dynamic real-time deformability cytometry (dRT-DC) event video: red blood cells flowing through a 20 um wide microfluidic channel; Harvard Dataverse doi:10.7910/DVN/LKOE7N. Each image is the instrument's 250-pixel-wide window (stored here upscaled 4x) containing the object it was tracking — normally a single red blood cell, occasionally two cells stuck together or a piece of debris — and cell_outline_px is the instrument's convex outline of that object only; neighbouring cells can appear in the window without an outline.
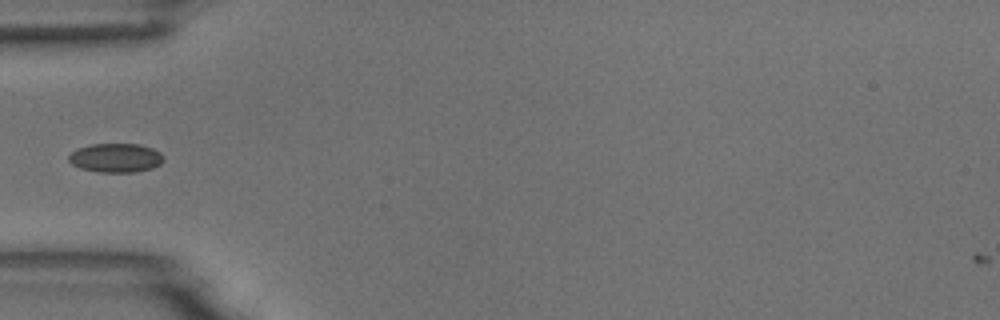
{"species": "common noctule bat (a hibernating species)", "species_latin": "Nyctalus noctula", "temperature_condition": "room temperature", "stored_images_in_passage": 8, "segment_of_instrument_passage": [2, 2], "camera_frame_rate_fps": 3000, "um_per_image_px": 0.085, "animal": {"sex": "male", "body_mass_g": 18.8}, "frame": {"image": 1, "passage_image": 6, "time_ms": 1.667, "image_size_px": [1000, 320], "cell_outline_px": [[164, 160], [160, 164], [152, 168], [136, 172], [96, 172], [80, 168], [72, 164], [68, 160], [68, 156], [72, 152], [80, 148], [92, 144], [140, 144], [152, 148], [160, 152], [164, 156]], "centroid_in_image_um": [9.86, 13.42], "position_along_channel_um": 75.1, "area_um2": 16.07}}